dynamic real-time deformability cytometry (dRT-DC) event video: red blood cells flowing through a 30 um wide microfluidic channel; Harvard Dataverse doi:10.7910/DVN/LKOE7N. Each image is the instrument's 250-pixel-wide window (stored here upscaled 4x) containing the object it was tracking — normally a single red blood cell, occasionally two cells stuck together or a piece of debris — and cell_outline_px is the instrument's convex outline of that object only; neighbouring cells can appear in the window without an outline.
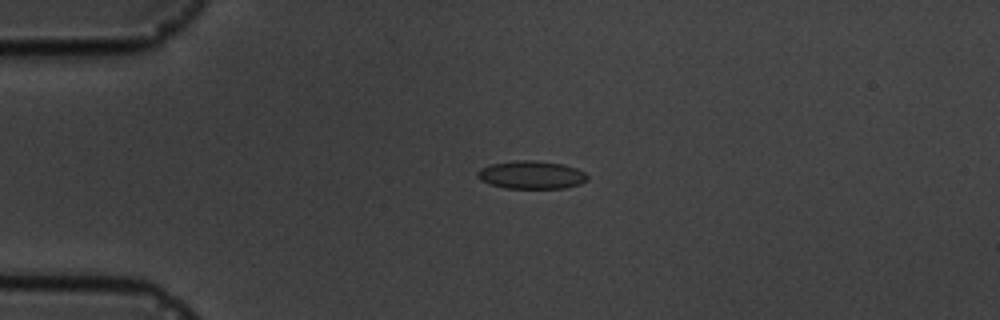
{"species": "common noctule bat (a hibernating species)", "species_latin": "Nyctalus noctula", "temperature_condition": "cold", "stored_images_in_passage": 5, "camera_frame_rate_fps": 3000, "um_per_image_px": 0.085, "animal": {"sex": "male", "body_mass_g": 19.5, "forearm_length_mm": 54.6}, "frame": {"image": 1, "passage_image": 3, "time_ms": 2.333, "image_size_px": [1000, 320], "cell_outline_px": [[588, 180], [580, 184], [564, 188], [504, 188], [488, 184], [480, 180], [476, 176], [476, 172], [480, 168], [492, 164], [516, 160], [532, 160], [564, 164], [576, 168], [584, 172], [588, 176]], "centroid_in_image_um": [45.15, 14.87], "position_along_channel_um": 39.9, "area_um2": 18.09}}
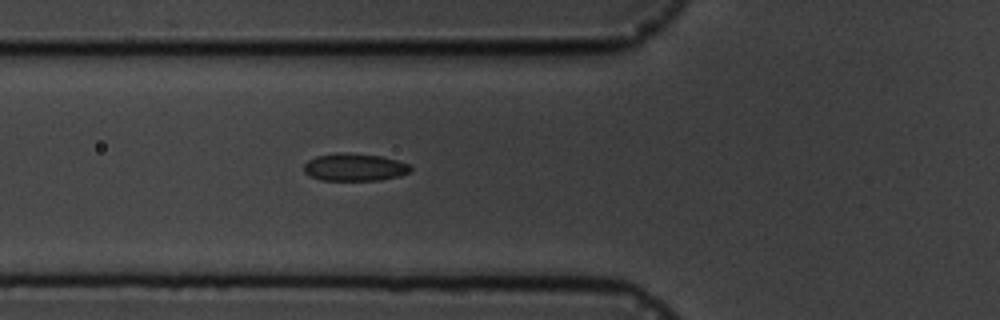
{"frame": {"image": 2, "passage_image": 5, "time_ms": 4.667, "image_size_px": [1000, 320], "cell_outline_px": [[412, 168], [408, 172], [400, 176], [380, 180], [320, 180], [308, 176], [304, 172], [304, 164], [308, 160], [316, 156], [340, 152], [380, 156], [396, 160], [408, 164]], "centroid_in_image_um": [30.09, 14.22], "position_along_channel_um": 95.7, "area_um2": 17.05}}